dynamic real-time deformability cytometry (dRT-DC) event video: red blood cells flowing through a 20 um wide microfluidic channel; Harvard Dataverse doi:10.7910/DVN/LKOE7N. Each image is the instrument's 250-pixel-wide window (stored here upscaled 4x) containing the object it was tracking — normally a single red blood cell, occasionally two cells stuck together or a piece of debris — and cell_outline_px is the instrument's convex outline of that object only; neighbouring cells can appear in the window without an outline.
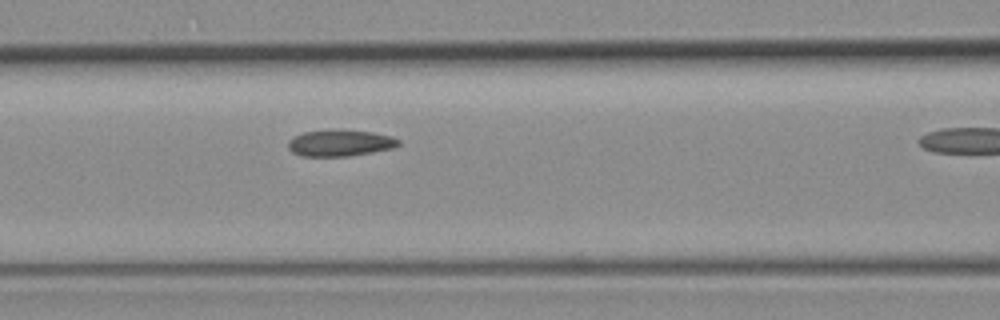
{"species": "common noctule bat (a hibernating species)", "species_latin": "Nyctalus noctula", "temperature_condition": "room temperature", "stored_images_in_passage": 6, "segment_of_instrument_passage": [1, 2], "camera_frame_rate_fps": 3000, "um_per_image_px": 0.085, "animal": {"sex": "female", "body_mass_g": 19.3, "forearm_length_mm": 54.1}, "frame": {"image": 1, "passage_image": 5, "time_ms": 6.0, "image_size_px": [1000, 320], "cell_outline_px": [[400, 144], [392, 148], [372, 152], [348, 156], [300, 156], [292, 152], [288, 148], [288, 140], [292, 136], [304, 132], [372, 132], [392, 136], [400, 140]], "centroid_in_image_um": [28.88, 12.2], "position_along_channel_um": 137.7, "area_um2": 16.36}}